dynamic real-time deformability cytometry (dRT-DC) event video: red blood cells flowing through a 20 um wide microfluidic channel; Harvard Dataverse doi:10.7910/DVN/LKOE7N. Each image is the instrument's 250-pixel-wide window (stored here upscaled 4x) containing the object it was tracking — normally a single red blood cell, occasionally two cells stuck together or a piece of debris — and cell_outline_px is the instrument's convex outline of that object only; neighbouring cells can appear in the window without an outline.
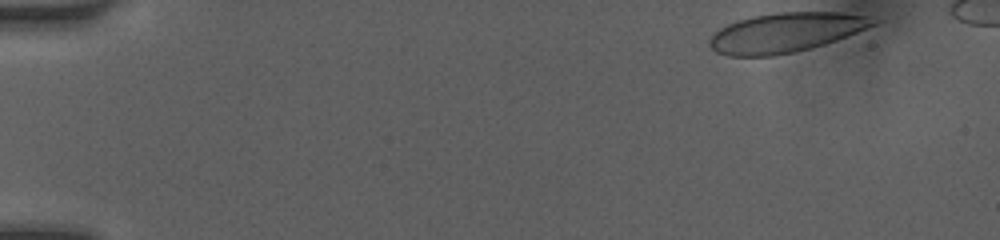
{"species": "human", "species_latin": "Homo sapiens", "temperature_condition": "room temperature", "stored_images_in_passage": 41, "camera_frame_rate_fps": 3000, "um_per_image_px": 0.085, "donor": {"sex": "female"}, "frame": {"image": 1, "passage_image": 1, "time_ms": 0.0, "image_size_px": [1000, 240], "cell_outline_px": [[880, 24], [836, 40], [824, 44], [796, 52], [772, 56], [728, 56], [716, 52], [708, 44], [708, 40], [720, 28], [728, 24], [752, 16], [776, 12], [840, 12], [868, 16], [880, 20]], "centroid_in_image_um": [66.83, 2.76], "position_along_channel_um": 18.2, "area_um2": 37.86}}
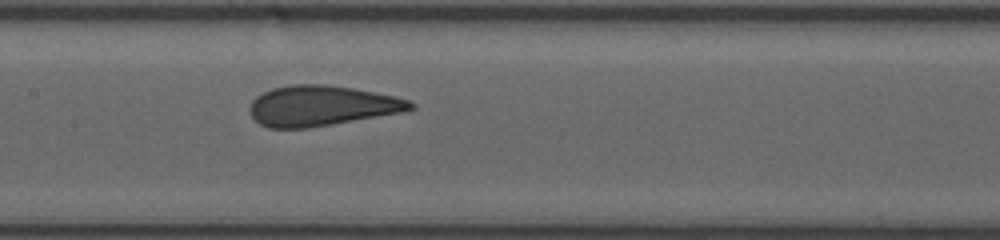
{"frame": {"image": 2, "passage_image": 22, "time_ms": 7.0, "image_size_px": [1000, 240], "cell_outline_px": [[416, 108], [400, 112], [332, 124], [308, 128], [268, 128], [260, 124], [252, 116], [248, 108], [252, 100], [256, 96], [272, 88], [292, 84], [324, 84], [352, 88], [392, 96], [408, 100], [416, 104]], "centroid_in_image_um": [27.28, 8.99], "position_along_channel_um": 180.1, "area_um2": 37.45}}
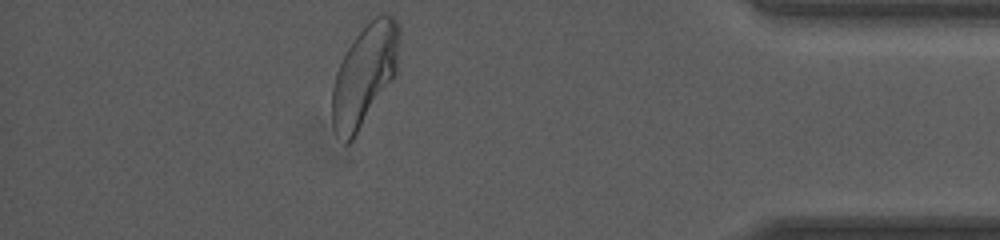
{"frame": {"image": 3, "passage_image": 41, "time_ms": 13.333, "image_size_px": [1000, 240], "cell_outline_px": [[400, 40], [396, 76], [356, 136], [348, 144], [344, 144], [332, 124], [332, 88], [336, 72], [348, 48], [356, 36], [376, 16], [392, 16], [400, 24]], "centroid_in_image_um": [31.01, 6.42], "position_along_channel_um": 404.2, "area_um2": 39.48}, "authors_computed_cell_mechanics": {"area_um2": 38.2058, "velocity_mm_per_s": 4.1165, "shape_relaxation_time_tau1_ms": 10.8631, "shape_relaxation_time_tau2_ms": null, "deformation_change_tau1": 0.2416, "deformation_change_tau2": null}}